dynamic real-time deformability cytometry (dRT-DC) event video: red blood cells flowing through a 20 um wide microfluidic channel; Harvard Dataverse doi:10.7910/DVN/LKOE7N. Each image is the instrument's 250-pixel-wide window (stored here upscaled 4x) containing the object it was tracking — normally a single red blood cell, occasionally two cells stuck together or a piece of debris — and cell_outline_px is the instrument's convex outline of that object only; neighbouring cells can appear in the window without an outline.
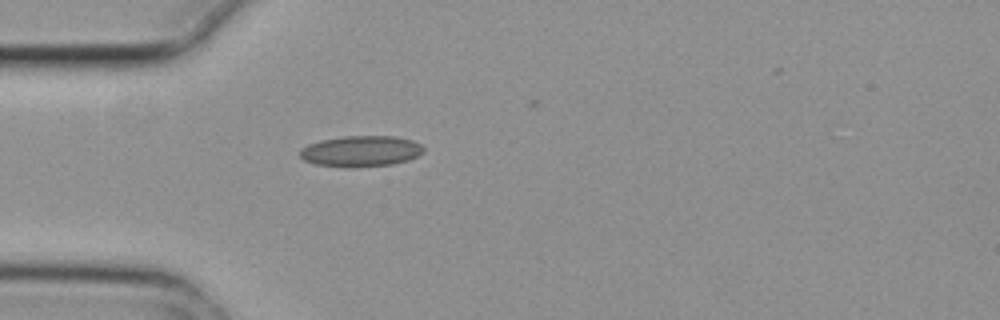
{"species": "common noctule bat (a hibernating species)", "species_latin": "Nyctalus noctula", "temperature_condition": "cold", "stored_images_in_passage": 1, "camera_frame_rate_fps": 3000, "um_per_image_px": 0.085, "animal": {"sex": "female", "body_mass_g": 29.2, "forearm_length_mm": 56.3}, "frame": {"image": 1, "passage_image": 1, "time_ms": 0.0, "image_size_px": [1000, 320], "cell_outline_px": [[424, 152], [408, 160], [392, 164], [316, 164], [304, 160], [300, 156], [300, 152], [308, 144], [320, 140], [344, 136], [392, 136], [412, 140], [420, 144], [424, 148]], "centroid_in_image_um": [30.72, 12.79], "position_along_channel_um": 54.3, "area_um2": 21.1}}